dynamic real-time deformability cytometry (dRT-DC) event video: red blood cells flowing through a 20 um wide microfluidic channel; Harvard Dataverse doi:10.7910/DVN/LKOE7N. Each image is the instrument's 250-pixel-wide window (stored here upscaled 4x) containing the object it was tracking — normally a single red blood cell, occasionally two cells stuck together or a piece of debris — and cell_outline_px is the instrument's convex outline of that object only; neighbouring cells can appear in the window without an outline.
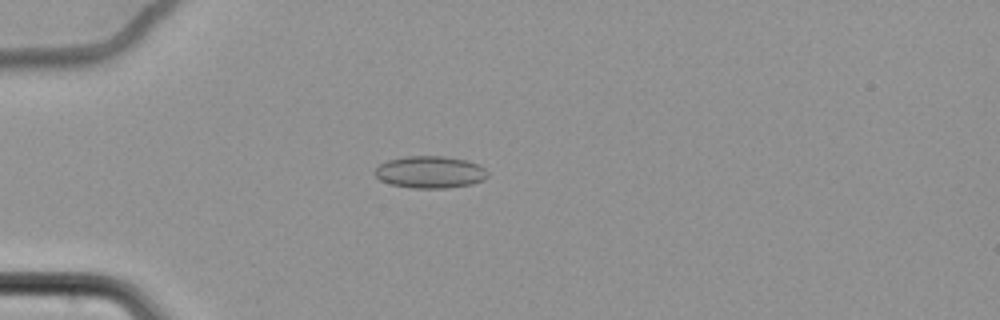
{"species": "common noctule bat (a hibernating species)", "species_latin": "Nyctalus noctula", "temperature_condition": "cold", "stored_images_in_passage": 51, "camera_frame_rate_fps": 3000, "um_per_image_px": 0.085, "animal": {"sex": "female", "body_mass_g": 22.7, "forearm_length_mm": 54.2}, "frame": {"image": 1, "passage_image": 8, "time_ms": 2.333, "image_size_px": [1000, 320], "cell_outline_px": [[488, 176], [484, 180], [472, 184], [448, 188], [412, 188], [392, 184], [380, 180], [372, 172], [380, 164], [388, 160], [404, 156], [444, 156], [468, 160], [480, 164], [488, 172]], "centroid_in_image_um": [36.58, 14.62], "position_along_channel_um": 48.4, "area_um2": 21.33}}
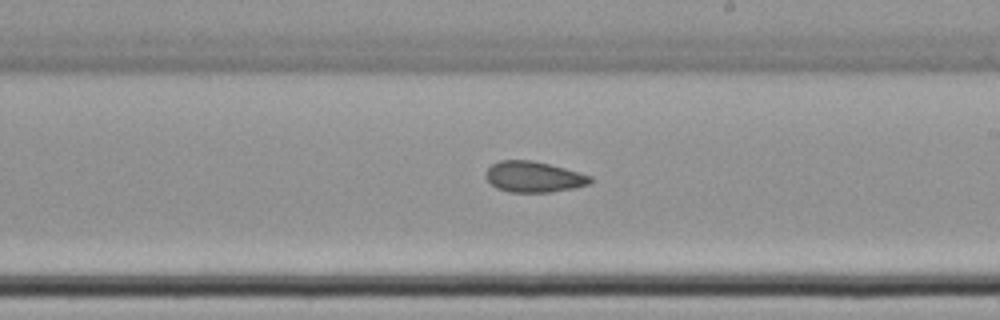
{"frame": {"image": 2, "passage_image": 27, "time_ms": 8.667, "image_size_px": [1000, 320], "cell_outline_px": [[592, 180], [588, 184], [576, 188], [552, 192], [508, 192], [496, 188], [484, 176], [484, 172], [492, 164], [500, 160], [532, 160], [564, 168], [592, 176]], "centroid_in_image_um": [45.34, 15.04], "position_along_channel_um": 243.7, "area_um2": 18.84}}
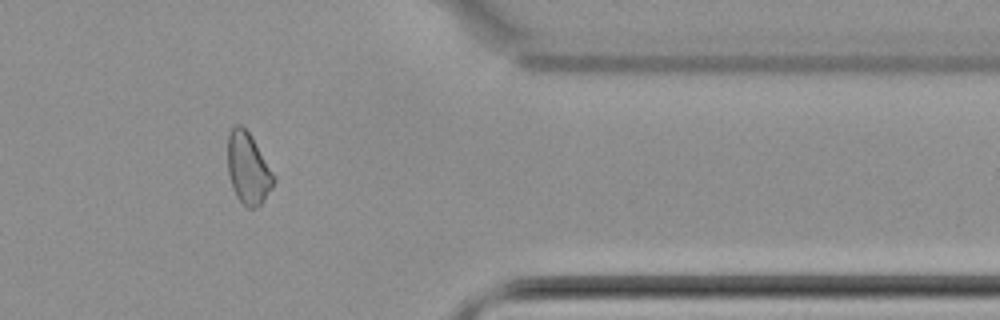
{"frame": {"image": 3, "passage_image": 41, "time_ms": 13.333, "image_size_px": [1000, 320], "cell_outline_px": [[276, 180], [272, 188], [264, 200], [256, 208], [248, 208], [236, 196], [232, 188], [228, 172], [228, 136], [232, 128], [236, 124], [240, 124], [252, 136], [276, 176]], "centroid_in_image_um": [21.11, 14.32], "position_along_channel_um": 390.3, "area_um2": 19.25}, "authors_computed_cell_mechanics": {"area_um2": 19.4208, "velocity_mm_per_s": 3.4738, "shape_relaxation_time_tau1_ms": null, "shape_relaxation_time_tau2_ms": 6.0188, "deformation_change_tau1": null, "deformation_change_tau2": 0.0936}}